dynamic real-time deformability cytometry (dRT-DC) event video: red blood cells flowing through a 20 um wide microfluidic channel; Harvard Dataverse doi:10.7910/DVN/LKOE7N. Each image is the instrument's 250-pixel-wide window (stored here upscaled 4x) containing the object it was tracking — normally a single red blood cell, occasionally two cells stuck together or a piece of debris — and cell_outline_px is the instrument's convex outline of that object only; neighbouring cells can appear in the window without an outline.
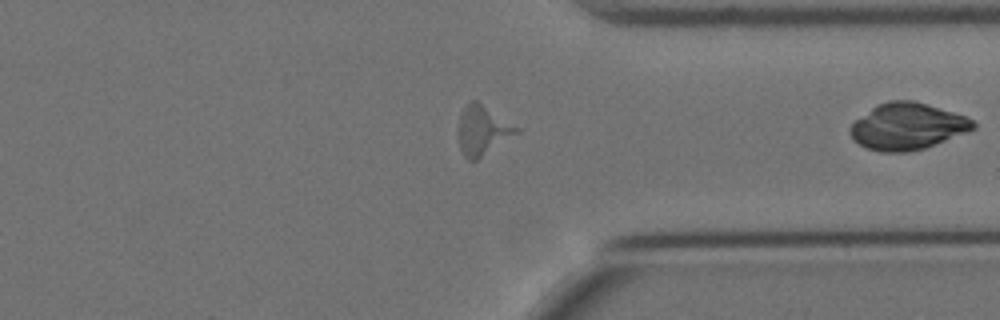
{"species": "Egyptian fruit bat (a non-hibernating species)", "species_latin": "Rousettus aegyptiacus", "temperature_condition": "cold", "stored_images_in_passage": 37, "segment_of_instrument_passage": [2, 2], "camera_frame_rate_fps": 3000, "um_per_image_px": 0.085, "animal": {"sex": "female"}, "frame": {"image": 1, "passage_image": 37, "time_ms": 12.0, "image_size_px": [1000, 320], "cell_outline_px": [[976, 128], [968, 132], [924, 148], [908, 152], [880, 152], [868, 148], [860, 144], [848, 132], [848, 128], [856, 120], [876, 104], [888, 100], [912, 100], [952, 112], [964, 116], [972, 120], [976, 124]], "centroid_in_image_um": [77.11, 10.74], "position_along_channel_um": 334.3, "area_um2": 33.12}}